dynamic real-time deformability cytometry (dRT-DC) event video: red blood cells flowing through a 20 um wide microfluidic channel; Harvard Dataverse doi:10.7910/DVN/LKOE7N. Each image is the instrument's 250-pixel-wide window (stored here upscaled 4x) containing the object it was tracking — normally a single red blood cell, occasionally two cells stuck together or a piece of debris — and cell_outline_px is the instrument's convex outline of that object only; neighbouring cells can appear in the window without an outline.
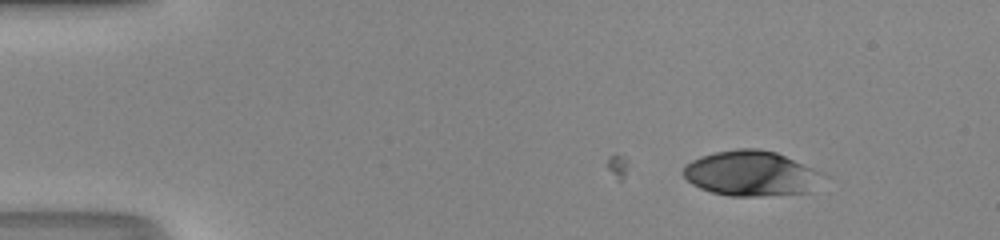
{"species": "human", "species_latin": "Homo sapiens", "temperature_condition": "room temperature", "stored_images_in_passage": 2, "camera_frame_rate_fps": 3000, "um_per_image_px": 0.085, "donor": {"sex": "male"}, "frame": {"image": 1, "passage_image": 2, "time_ms": 0.333, "image_size_px": [1000, 240], "cell_outline_px": [[832, 176], [808, 192], [760, 196], [728, 196], [712, 192], [700, 188], [692, 184], [680, 172], [684, 164], [700, 156], [716, 152], [736, 148], [756, 148], [776, 152], [828, 172]], "centroid_in_image_um": [63.94, 14.73], "position_along_channel_um": 21.1, "area_um2": 37.8}}